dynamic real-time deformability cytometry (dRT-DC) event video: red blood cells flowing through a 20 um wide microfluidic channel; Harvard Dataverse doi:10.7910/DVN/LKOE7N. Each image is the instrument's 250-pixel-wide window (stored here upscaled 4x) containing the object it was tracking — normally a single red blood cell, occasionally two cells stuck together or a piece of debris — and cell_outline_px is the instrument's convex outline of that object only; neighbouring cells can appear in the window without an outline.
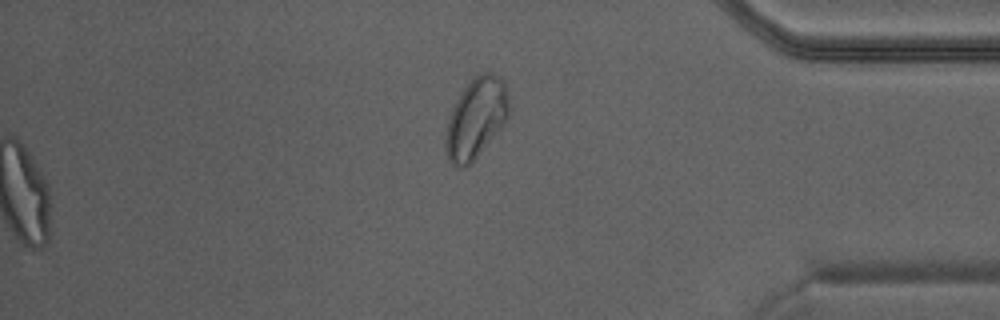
{"species": "Egyptian fruit bat (a non-hibernating species)", "species_latin": "Rousettus aegyptiacus", "temperature_condition": "warm", "stored_images_in_passage": 43, "camera_frame_rate_fps": 3000, "um_per_image_px": 0.085, "animal": {"sex": "male"}, "frame": {"image": 1, "passage_image": 43, "time_ms": 14.0, "image_size_px": [1000, 320], "cell_outline_px": [[508, 116], [504, 124], [472, 164], [452, 164], [448, 156], [444, 144], [448, 120], [452, 108], [456, 100], [464, 88], [476, 76], [484, 72], [492, 72], [500, 76], [504, 80], [508, 88]], "centroid_in_image_um": [40.49, 10.01], "position_along_channel_um": 394.7, "area_um2": 29.36}}